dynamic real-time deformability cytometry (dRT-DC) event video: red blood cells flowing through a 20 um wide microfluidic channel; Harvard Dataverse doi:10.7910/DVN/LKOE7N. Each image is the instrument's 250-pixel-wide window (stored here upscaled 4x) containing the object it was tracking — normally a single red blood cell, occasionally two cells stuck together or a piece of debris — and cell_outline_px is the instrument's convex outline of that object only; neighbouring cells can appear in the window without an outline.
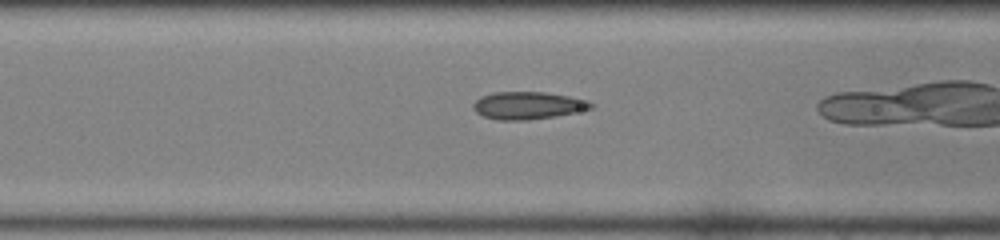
{"species": "common noctule bat (a hibernating species)", "species_latin": "Nyctalus noctula", "temperature_condition": "room temperature", "stored_images_in_passage": 23, "camera_frame_rate_fps": 3000, "um_per_image_px": 0.085, "animal": {"sex": "female", "body_mass_g": 22.0, "forearm_length_mm": 56.7}, "frame": {"image": 1, "passage_image": 5, "time_ms": 1.333, "image_size_px": [1000, 240], "cell_outline_px": [[596, 104], [592, 108], [556, 116], [528, 120], [500, 120], [484, 116], [476, 112], [472, 108], [472, 104], [480, 96], [492, 92], [544, 92], [568, 96], [588, 100]], "centroid_in_image_um": [44.86, 8.96], "position_along_channel_um": 121.7, "area_um2": 18.9}}
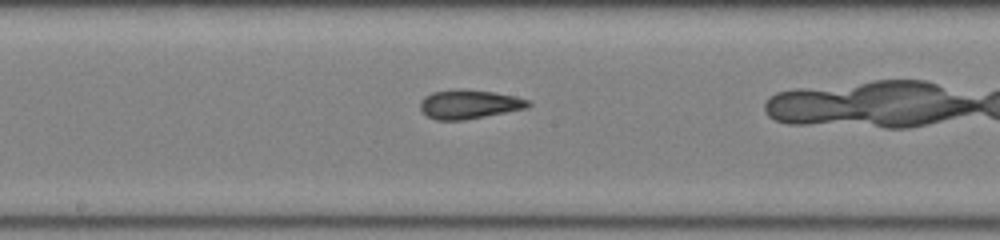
{"frame": {"image": 2, "passage_image": 11, "time_ms": 3.333, "image_size_px": [1000, 240], "cell_outline_px": [[532, 104], [528, 108], [484, 116], [460, 120], [436, 120], [428, 116], [420, 108], [420, 100], [424, 96], [432, 92], [492, 92], [512, 96], [528, 100]], "centroid_in_image_um": [39.88, 8.91], "position_along_channel_um": 208.3, "area_um2": 17.22}}
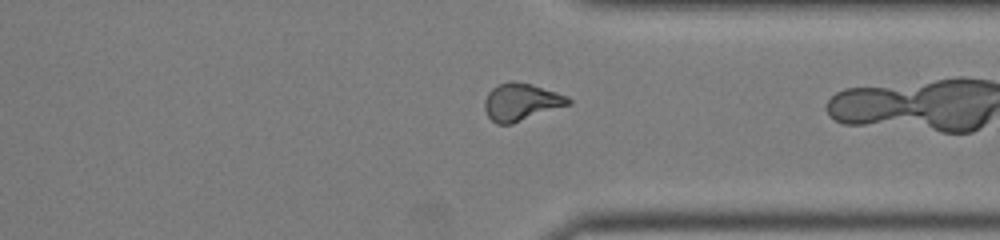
{"frame": {"image": 3, "passage_image": 22, "time_ms": 7.0, "image_size_px": [1000, 240], "cell_outline_px": [[572, 104], [512, 124], [496, 124], [488, 116], [484, 108], [484, 100], [488, 92], [492, 88], [508, 80], [512, 80], [532, 84], [568, 96], [572, 100]], "centroid_in_image_um": [44.31, 8.67], "position_along_channel_um": 367.1, "area_um2": 18.44}}